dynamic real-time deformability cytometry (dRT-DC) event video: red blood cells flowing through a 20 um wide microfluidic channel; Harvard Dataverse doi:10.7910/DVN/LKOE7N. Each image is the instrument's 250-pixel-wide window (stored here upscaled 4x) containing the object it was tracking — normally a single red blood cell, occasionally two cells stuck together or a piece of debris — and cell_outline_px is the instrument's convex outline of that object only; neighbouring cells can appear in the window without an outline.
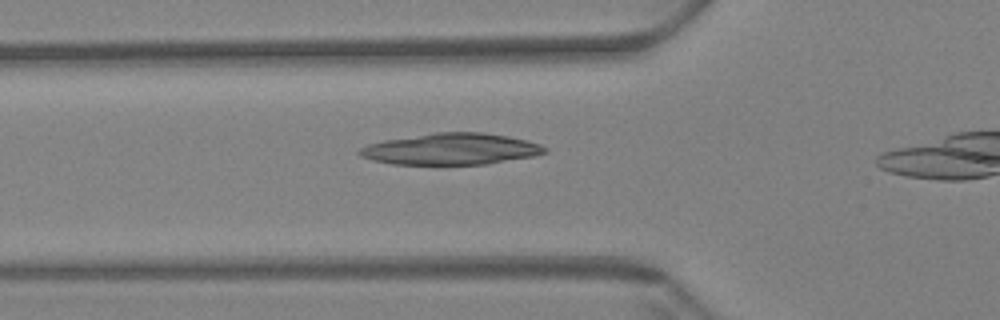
{"species": "Egyptian fruit bat (a non-hibernating species)", "species_latin": "Rousettus aegyptiacus", "temperature_condition": "warm", "stored_images_in_passage": 33, "camera_frame_rate_fps": 3000, "um_per_image_px": 0.085, "animal": {"sex": "female"}, "frame": {"image": 1, "passage_image": 13, "time_ms": 4.0, "image_size_px": [1000, 320], "cell_outline_px": [[548, 152], [532, 156], [488, 164], [392, 164], [372, 160], [360, 156], [356, 152], [360, 148], [368, 144], [384, 140], [436, 132], [484, 132], [508, 136], [540, 144], [548, 148]], "centroid_in_image_um": [38.33, 12.66], "position_along_channel_um": 87.5, "area_um2": 33.87}}
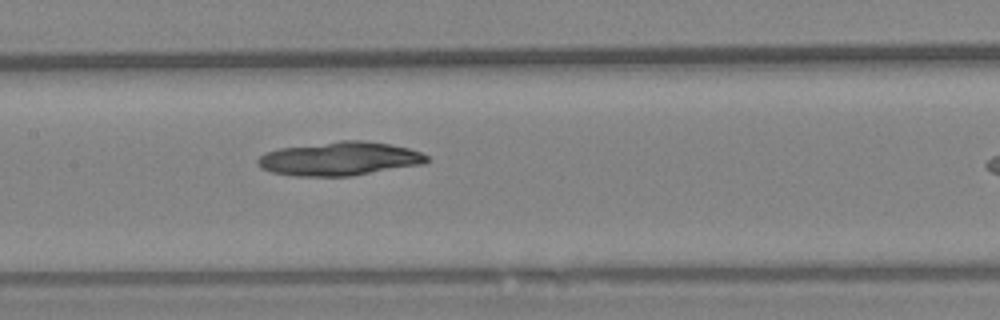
{"frame": {"image": 2, "passage_image": 21, "time_ms": 6.667, "image_size_px": [1000, 320], "cell_outline_px": [[428, 160], [424, 164], [352, 176], [296, 176], [272, 172], [260, 168], [256, 164], [256, 160], [264, 152], [280, 148], [340, 140], [360, 140], [388, 144], [408, 148], [420, 152], [428, 156]], "centroid_in_image_um": [28.83, 13.49], "position_along_channel_um": 178.6, "area_um2": 33.29}}
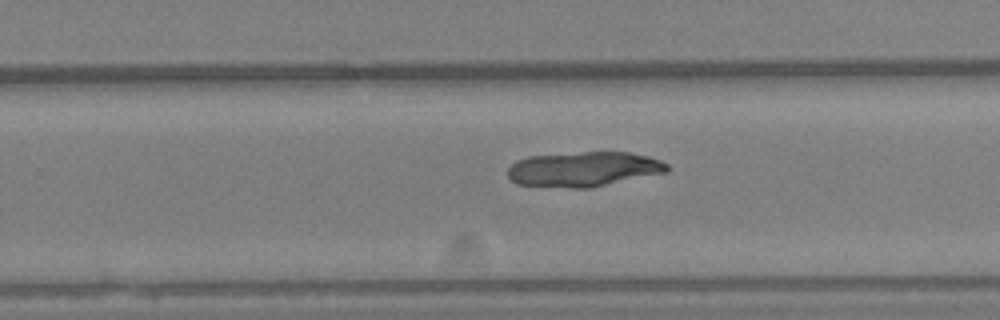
{"frame": {"image": 3, "passage_image": 30, "time_ms": 9.667, "image_size_px": [1000, 320], "cell_outline_px": [[668, 172], [588, 188], [572, 188], [516, 184], [508, 176], [508, 168], [516, 160], [528, 156], [584, 152], [628, 152], [648, 156], [660, 160], [668, 164]], "centroid_in_image_um": [49.61, 14.37], "position_along_channel_um": 280.2, "area_um2": 32.31}}